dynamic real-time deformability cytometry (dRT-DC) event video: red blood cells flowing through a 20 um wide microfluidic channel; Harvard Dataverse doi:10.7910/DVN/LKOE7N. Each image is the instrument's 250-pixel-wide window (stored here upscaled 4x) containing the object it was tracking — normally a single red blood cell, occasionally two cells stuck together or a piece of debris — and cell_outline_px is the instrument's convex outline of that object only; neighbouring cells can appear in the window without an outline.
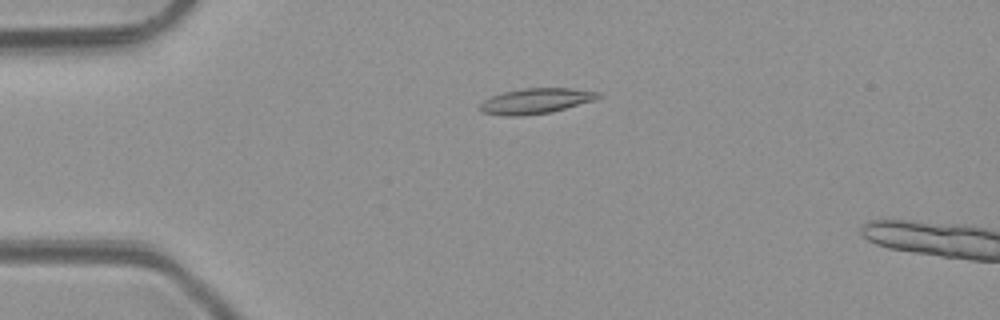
{"species": "common noctule bat (a hibernating species)", "species_latin": "Nyctalus noctula", "temperature_condition": "room temperature", "stored_images_in_passage": 5, "camera_frame_rate_fps": 3000, "um_per_image_px": 0.085, "animal": {"sex": "male", "body_mass_g": 23.1, "forearm_length_mm": 52.7}, "frame": {"image": 1, "passage_image": 4, "time_ms": 3.333, "image_size_px": [1000, 320], "cell_outline_px": [[600, 96], [596, 100], [552, 112], [524, 116], [508, 116], [480, 112], [480, 104], [484, 100], [492, 96], [504, 92], [524, 88], [572, 88], [600, 92]], "centroid_in_image_um": [45.57, 8.59], "position_along_channel_um": 39.4, "area_um2": 17.57}}